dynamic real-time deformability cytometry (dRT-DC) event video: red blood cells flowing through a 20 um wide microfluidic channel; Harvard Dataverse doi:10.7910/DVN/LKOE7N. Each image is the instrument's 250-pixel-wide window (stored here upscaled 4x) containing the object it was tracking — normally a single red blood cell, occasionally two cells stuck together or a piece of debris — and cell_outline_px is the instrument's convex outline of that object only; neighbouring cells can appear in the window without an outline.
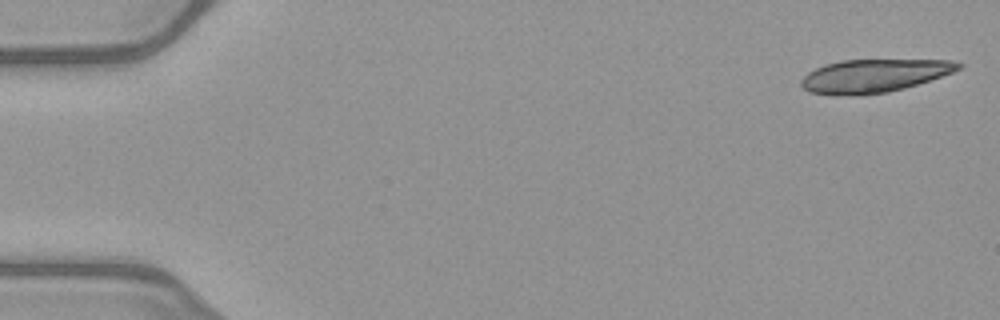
{"species": "common noctule bat (a hibernating species)", "species_latin": "Nyctalus noctula", "temperature_condition": "warm", "stored_images_in_passage": 17, "camera_frame_rate_fps": 3000, "um_per_image_px": 0.085, "animal": {"sex": "female", "body_mass_g": 21.9}, "frame": {"image": 1, "passage_image": 1, "time_ms": 0.0, "image_size_px": [1000, 320], "cell_outline_px": [[964, 64], [960, 68], [952, 72], [904, 88], [888, 92], [860, 96], [832, 96], [808, 92], [800, 84], [800, 80], [808, 72], [824, 64], [844, 60], [952, 60]], "centroid_in_image_um": [74.21, 6.46], "position_along_channel_um": 10.8, "area_um2": 30.52}}